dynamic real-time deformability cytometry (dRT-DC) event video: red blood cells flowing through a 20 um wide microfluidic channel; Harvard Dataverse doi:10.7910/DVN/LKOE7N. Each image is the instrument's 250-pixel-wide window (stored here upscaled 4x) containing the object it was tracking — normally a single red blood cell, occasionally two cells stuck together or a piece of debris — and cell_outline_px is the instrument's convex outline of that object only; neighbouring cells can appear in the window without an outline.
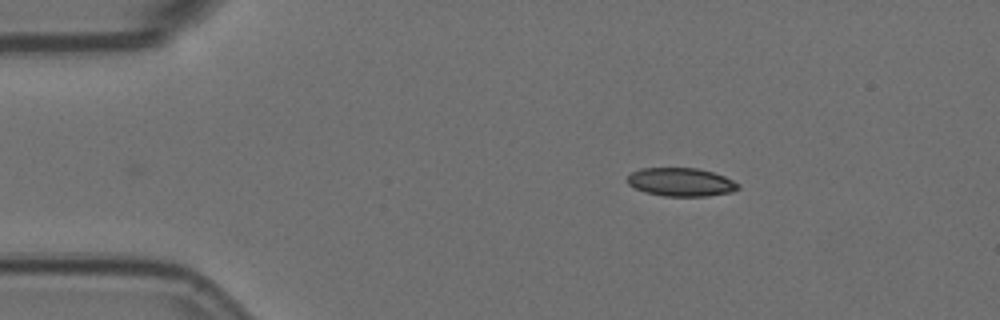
{"species": "Egyptian fruit bat (a non-hibernating species)", "species_latin": "Rousettus aegyptiacus", "temperature_condition": "room temperature", "stored_images_in_passage": 3, "camera_frame_rate_fps": 3000, "um_per_image_px": 0.085, "animal": {"sex": "female"}, "frame": {"image": 1, "passage_image": 1, "time_ms": 0.0, "image_size_px": [1000, 320], "cell_outline_px": [[740, 188], [732, 192], [708, 196], [664, 196], [644, 192], [628, 184], [628, 176], [632, 172], [640, 168], [696, 168], [712, 172], [724, 176], [740, 184]], "centroid_in_image_um": [57.9, 15.48], "position_along_channel_um": 27.1, "area_um2": 18.32}}